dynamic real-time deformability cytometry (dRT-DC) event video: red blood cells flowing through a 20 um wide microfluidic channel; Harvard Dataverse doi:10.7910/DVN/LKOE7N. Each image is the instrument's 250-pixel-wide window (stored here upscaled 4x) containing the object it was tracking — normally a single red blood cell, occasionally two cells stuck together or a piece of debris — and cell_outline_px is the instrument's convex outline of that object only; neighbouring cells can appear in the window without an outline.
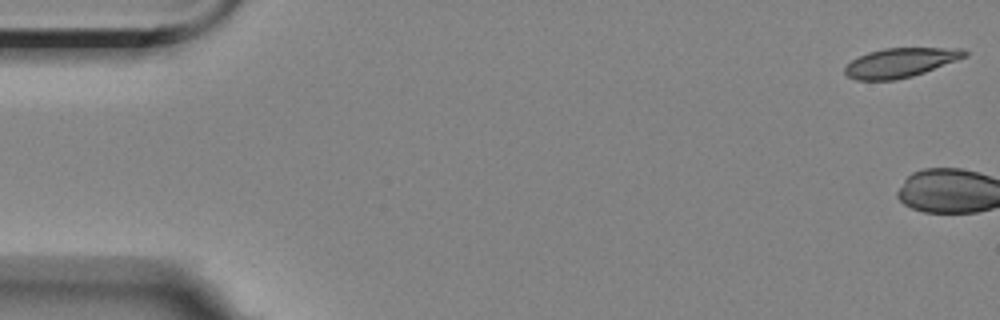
{"species": "Egyptian fruit bat (a non-hibernating species)", "species_latin": "Rousettus aegyptiacus", "temperature_condition": "room temperature", "stored_images_in_passage": 7, "camera_frame_rate_fps": 3000, "um_per_image_px": 0.085, "animal": {"sex": "female"}, "frame": {"image": 1, "passage_image": 1, "time_ms": 0.0, "image_size_px": [1000, 320], "cell_outline_px": [[968, 56], [924, 72], [912, 76], [896, 80], [856, 80], [848, 76], [844, 72], [844, 68], [852, 60], [868, 52], [884, 48], [964, 48], [968, 52]], "centroid_in_image_um": [76.55, 5.32], "position_along_channel_um": 8.4, "area_um2": 20.4}}
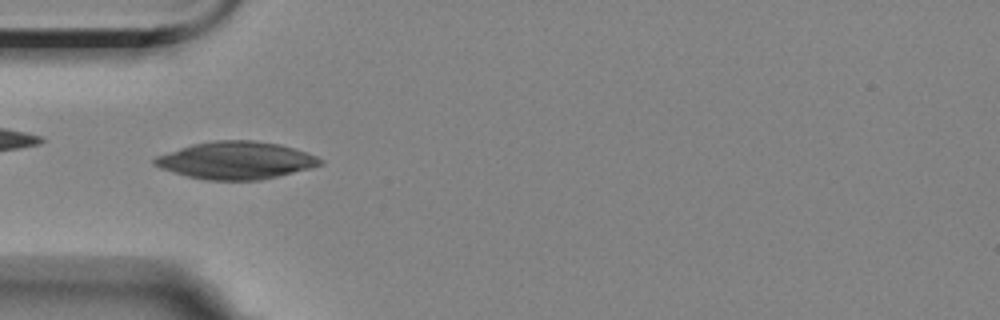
{"frame": {"image": 2, "passage_image": 6, "time_ms": 6.0, "image_size_px": [1000, 320], "cell_outline_px": [[324, 164], [312, 168], [260, 180], [208, 180], [188, 176], [160, 168], [152, 164], [152, 160], [156, 156], [192, 144], [212, 140], [252, 140], [280, 144], [316, 156], [324, 160]], "centroid_in_image_um": [20.06, 13.63], "position_along_channel_um": 64.9, "area_um2": 36.07}}
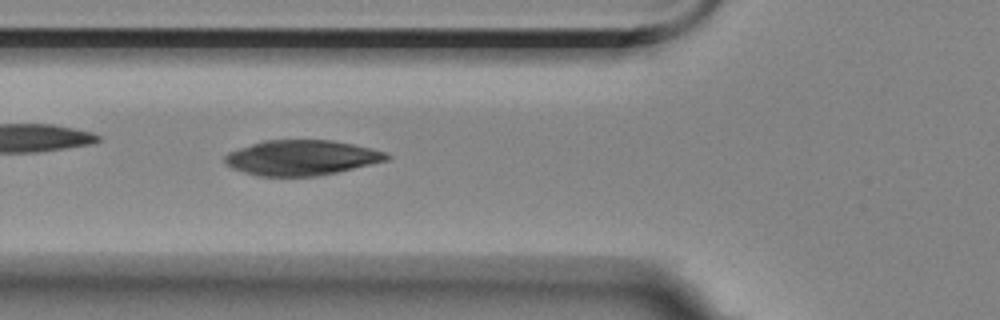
{"frame": {"image": 3, "passage_image": 7, "time_ms": 7.0, "image_size_px": [1000, 320], "cell_outline_px": [[392, 156], [388, 160], [336, 172], [316, 176], [260, 176], [244, 172], [232, 168], [224, 164], [224, 156], [228, 152], [264, 140], [332, 140], [372, 148], [388, 152]], "centroid_in_image_um": [25.64, 13.4], "position_along_channel_um": 100.2, "area_um2": 33.12}}